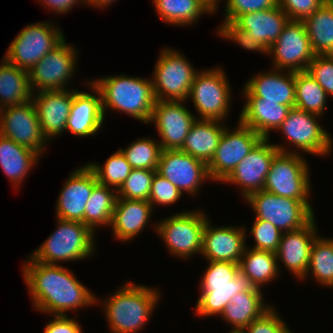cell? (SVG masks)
Returning a JSON list of instances; mask_svg holds the SVG:
<instances>
[{
    "label": "cell",
    "instance_id": "6da1fadb",
    "mask_svg": "<svg viewBox=\"0 0 333 333\" xmlns=\"http://www.w3.org/2000/svg\"><path fill=\"white\" fill-rule=\"evenodd\" d=\"M23 265V278L33 307L53 316H66L69 310L92 306L98 298L71 271L61 265L46 264L29 256Z\"/></svg>",
    "mask_w": 333,
    "mask_h": 333
},
{
    "label": "cell",
    "instance_id": "7a4b0ae2",
    "mask_svg": "<svg viewBox=\"0 0 333 333\" xmlns=\"http://www.w3.org/2000/svg\"><path fill=\"white\" fill-rule=\"evenodd\" d=\"M91 83L100 91L104 118L108 108L150 123L153 106L157 102L151 79L122 74L91 80Z\"/></svg>",
    "mask_w": 333,
    "mask_h": 333
},
{
    "label": "cell",
    "instance_id": "3957f363",
    "mask_svg": "<svg viewBox=\"0 0 333 333\" xmlns=\"http://www.w3.org/2000/svg\"><path fill=\"white\" fill-rule=\"evenodd\" d=\"M111 295L104 299L103 305L111 333H137L142 330L160 299L158 289L130 281Z\"/></svg>",
    "mask_w": 333,
    "mask_h": 333
},
{
    "label": "cell",
    "instance_id": "277c9868",
    "mask_svg": "<svg viewBox=\"0 0 333 333\" xmlns=\"http://www.w3.org/2000/svg\"><path fill=\"white\" fill-rule=\"evenodd\" d=\"M57 228L32 254L37 262L58 265L77 261L95 253V233L82 222L57 218Z\"/></svg>",
    "mask_w": 333,
    "mask_h": 333
},
{
    "label": "cell",
    "instance_id": "5b68a950",
    "mask_svg": "<svg viewBox=\"0 0 333 333\" xmlns=\"http://www.w3.org/2000/svg\"><path fill=\"white\" fill-rule=\"evenodd\" d=\"M245 200L256 219L270 222L281 233L300 229L315 217L311 202L278 196L264 189L250 194Z\"/></svg>",
    "mask_w": 333,
    "mask_h": 333
},
{
    "label": "cell",
    "instance_id": "8992f818",
    "mask_svg": "<svg viewBox=\"0 0 333 333\" xmlns=\"http://www.w3.org/2000/svg\"><path fill=\"white\" fill-rule=\"evenodd\" d=\"M160 54L151 79L157 100L186 102L198 70L176 50L164 48Z\"/></svg>",
    "mask_w": 333,
    "mask_h": 333
},
{
    "label": "cell",
    "instance_id": "52a82bcc",
    "mask_svg": "<svg viewBox=\"0 0 333 333\" xmlns=\"http://www.w3.org/2000/svg\"><path fill=\"white\" fill-rule=\"evenodd\" d=\"M204 213L201 210L183 211L157 222L155 231L171 254L184 259L201 253L203 229L209 219Z\"/></svg>",
    "mask_w": 333,
    "mask_h": 333
},
{
    "label": "cell",
    "instance_id": "ba28073f",
    "mask_svg": "<svg viewBox=\"0 0 333 333\" xmlns=\"http://www.w3.org/2000/svg\"><path fill=\"white\" fill-rule=\"evenodd\" d=\"M29 24L10 43L5 59L21 70L29 71L65 37L54 23Z\"/></svg>",
    "mask_w": 333,
    "mask_h": 333
},
{
    "label": "cell",
    "instance_id": "9c48e42d",
    "mask_svg": "<svg viewBox=\"0 0 333 333\" xmlns=\"http://www.w3.org/2000/svg\"><path fill=\"white\" fill-rule=\"evenodd\" d=\"M227 80L220 67L197 72L188 99L193 100L199 119L223 121L227 117L232 96Z\"/></svg>",
    "mask_w": 333,
    "mask_h": 333
},
{
    "label": "cell",
    "instance_id": "30bf717a",
    "mask_svg": "<svg viewBox=\"0 0 333 333\" xmlns=\"http://www.w3.org/2000/svg\"><path fill=\"white\" fill-rule=\"evenodd\" d=\"M308 166L299 153L279 152L271 163L264 190L278 196L309 202L311 184Z\"/></svg>",
    "mask_w": 333,
    "mask_h": 333
},
{
    "label": "cell",
    "instance_id": "8fae6325",
    "mask_svg": "<svg viewBox=\"0 0 333 333\" xmlns=\"http://www.w3.org/2000/svg\"><path fill=\"white\" fill-rule=\"evenodd\" d=\"M77 50L65 38L29 71L32 92L64 90L74 76ZM34 90V91H33Z\"/></svg>",
    "mask_w": 333,
    "mask_h": 333
},
{
    "label": "cell",
    "instance_id": "7c38bea8",
    "mask_svg": "<svg viewBox=\"0 0 333 333\" xmlns=\"http://www.w3.org/2000/svg\"><path fill=\"white\" fill-rule=\"evenodd\" d=\"M317 117L320 118L296 107L291 108L276 131L282 132L286 141L296 147V151L300 149L316 156L329 155L333 148L332 136L319 125Z\"/></svg>",
    "mask_w": 333,
    "mask_h": 333
},
{
    "label": "cell",
    "instance_id": "4fadbf2b",
    "mask_svg": "<svg viewBox=\"0 0 333 333\" xmlns=\"http://www.w3.org/2000/svg\"><path fill=\"white\" fill-rule=\"evenodd\" d=\"M268 141L269 138H263L222 181V183L239 185L244 199L250 194L264 189L271 163L279 152L299 153L289 151L284 145L272 144Z\"/></svg>",
    "mask_w": 333,
    "mask_h": 333
},
{
    "label": "cell",
    "instance_id": "5bb4252c",
    "mask_svg": "<svg viewBox=\"0 0 333 333\" xmlns=\"http://www.w3.org/2000/svg\"><path fill=\"white\" fill-rule=\"evenodd\" d=\"M238 127L225 128L216 153L208 166L210 179L222 182L263 139L261 135L238 120Z\"/></svg>",
    "mask_w": 333,
    "mask_h": 333
},
{
    "label": "cell",
    "instance_id": "9a60e30c",
    "mask_svg": "<svg viewBox=\"0 0 333 333\" xmlns=\"http://www.w3.org/2000/svg\"><path fill=\"white\" fill-rule=\"evenodd\" d=\"M267 55L273 57V68L292 72L307 71L315 53L303 21L289 20L268 49Z\"/></svg>",
    "mask_w": 333,
    "mask_h": 333
},
{
    "label": "cell",
    "instance_id": "2e32d148",
    "mask_svg": "<svg viewBox=\"0 0 333 333\" xmlns=\"http://www.w3.org/2000/svg\"><path fill=\"white\" fill-rule=\"evenodd\" d=\"M0 135L34 150L39 155L44 153L48 143L42 133L32 100L19 106L0 109Z\"/></svg>",
    "mask_w": 333,
    "mask_h": 333
},
{
    "label": "cell",
    "instance_id": "e0dca14e",
    "mask_svg": "<svg viewBox=\"0 0 333 333\" xmlns=\"http://www.w3.org/2000/svg\"><path fill=\"white\" fill-rule=\"evenodd\" d=\"M184 102L157 100L153 106L150 123H155L162 150H181L188 132L197 120Z\"/></svg>",
    "mask_w": 333,
    "mask_h": 333
},
{
    "label": "cell",
    "instance_id": "ac0fdd59",
    "mask_svg": "<svg viewBox=\"0 0 333 333\" xmlns=\"http://www.w3.org/2000/svg\"><path fill=\"white\" fill-rule=\"evenodd\" d=\"M157 173L183 193L195 195L203 182L211 180L203 161L181 150H161Z\"/></svg>",
    "mask_w": 333,
    "mask_h": 333
},
{
    "label": "cell",
    "instance_id": "d6986e66",
    "mask_svg": "<svg viewBox=\"0 0 333 333\" xmlns=\"http://www.w3.org/2000/svg\"><path fill=\"white\" fill-rule=\"evenodd\" d=\"M242 227H213L207 219L202 234L201 255L207 261L240 263L247 247V230ZM246 231V232H245Z\"/></svg>",
    "mask_w": 333,
    "mask_h": 333
},
{
    "label": "cell",
    "instance_id": "ffe728a7",
    "mask_svg": "<svg viewBox=\"0 0 333 333\" xmlns=\"http://www.w3.org/2000/svg\"><path fill=\"white\" fill-rule=\"evenodd\" d=\"M98 184L88 165L75 169L66 180L56 203V218L83 223L86 202Z\"/></svg>",
    "mask_w": 333,
    "mask_h": 333
},
{
    "label": "cell",
    "instance_id": "44dd1931",
    "mask_svg": "<svg viewBox=\"0 0 333 333\" xmlns=\"http://www.w3.org/2000/svg\"><path fill=\"white\" fill-rule=\"evenodd\" d=\"M243 95L246 101H277V104L294 108L295 72L273 68L258 73L246 82Z\"/></svg>",
    "mask_w": 333,
    "mask_h": 333
},
{
    "label": "cell",
    "instance_id": "7402d4cb",
    "mask_svg": "<svg viewBox=\"0 0 333 333\" xmlns=\"http://www.w3.org/2000/svg\"><path fill=\"white\" fill-rule=\"evenodd\" d=\"M38 93V94H36ZM74 90H51L32 94V102L40 121L44 137L53 139L65 131L71 111Z\"/></svg>",
    "mask_w": 333,
    "mask_h": 333
},
{
    "label": "cell",
    "instance_id": "603a6c76",
    "mask_svg": "<svg viewBox=\"0 0 333 333\" xmlns=\"http://www.w3.org/2000/svg\"><path fill=\"white\" fill-rule=\"evenodd\" d=\"M315 217L300 229L282 233L278 250L275 252L277 260L290 270L298 279L303 280L310 263V250L317 237Z\"/></svg>",
    "mask_w": 333,
    "mask_h": 333
},
{
    "label": "cell",
    "instance_id": "cb8c5ba5",
    "mask_svg": "<svg viewBox=\"0 0 333 333\" xmlns=\"http://www.w3.org/2000/svg\"><path fill=\"white\" fill-rule=\"evenodd\" d=\"M88 86V88L91 87V91L96 96L74 89L71 111L65 128V130L78 137L96 135L99 129L102 128L105 120L100 91L91 82H88Z\"/></svg>",
    "mask_w": 333,
    "mask_h": 333
},
{
    "label": "cell",
    "instance_id": "d4e9b609",
    "mask_svg": "<svg viewBox=\"0 0 333 333\" xmlns=\"http://www.w3.org/2000/svg\"><path fill=\"white\" fill-rule=\"evenodd\" d=\"M289 20L277 5L268 10L243 14L234 23L268 51Z\"/></svg>",
    "mask_w": 333,
    "mask_h": 333
},
{
    "label": "cell",
    "instance_id": "484cf974",
    "mask_svg": "<svg viewBox=\"0 0 333 333\" xmlns=\"http://www.w3.org/2000/svg\"><path fill=\"white\" fill-rule=\"evenodd\" d=\"M152 212L153 207L146 200L117 198L110 225L113 235L123 242L133 240L144 230Z\"/></svg>",
    "mask_w": 333,
    "mask_h": 333
},
{
    "label": "cell",
    "instance_id": "4316f807",
    "mask_svg": "<svg viewBox=\"0 0 333 333\" xmlns=\"http://www.w3.org/2000/svg\"><path fill=\"white\" fill-rule=\"evenodd\" d=\"M219 120L198 119L188 132L182 152L206 163H210L216 153L226 125Z\"/></svg>",
    "mask_w": 333,
    "mask_h": 333
},
{
    "label": "cell",
    "instance_id": "83f0119b",
    "mask_svg": "<svg viewBox=\"0 0 333 333\" xmlns=\"http://www.w3.org/2000/svg\"><path fill=\"white\" fill-rule=\"evenodd\" d=\"M291 108L277 101H246L239 120L263 138H269L286 119Z\"/></svg>",
    "mask_w": 333,
    "mask_h": 333
},
{
    "label": "cell",
    "instance_id": "f1b7e54d",
    "mask_svg": "<svg viewBox=\"0 0 333 333\" xmlns=\"http://www.w3.org/2000/svg\"><path fill=\"white\" fill-rule=\"evenodd\" d=\"M40 155L13 140L0 135V166L15 188L20 187Z\"/></svg>",
    "mask_w": 333,
    "mask_h": 333
},
{
    "label": "cell",
    "instance_id": "f546056e",
    "mask_svg": "<svg viewBox=\"0 0 333 333\" xmlns=\"http://www.w3.org/2000/svg\"><path fill=\"white\" fill-rule=\"evenodd\" d=\"M262 291H241L231 298L220 315L236 330H243L271 306L263 302Z\"/></svg>",
    "mask_w": 333,
    "mask_h": 333
},
{
    "label": "cell",
    "instance_id": "4dcf8cb0",
    "mask_svg": "<svg viewBox=\"0 0 333 333\" xmlns=\"http://www.w3.org/2000/svg\"><path fill=\"white\" fill-rule=\"evenodd\" d=\"M0 64V109L19 106L32 100L29 73L5 58Z\"/></svg>",
    "mask_w": 333,
    "mask_h": 333
},
{
    "label": "cell",
    "instance_id": "1f68e13d",
    "mask_svg": "<svg viewBox=\"0 0 333 333\" xmlns=\"http://www.w3.org/2000/svg\"><path fill=\"white\" fill-rule=\"evenodd\" d=\"M315 55H333V0L303 20Z\"/></svg>",
    "mask_w": 333,
    "mask_h": 333
},
{
    "label": "cell",
    "instance_id": "d6a6232c",
    "mask_svg": "<svg viewBox=\"0 0 333 333\" xmlns=\"http://www.w3.org/2000/svg\"><path fill=\"white\" fill-rule=\"evenodd\" d=\"M246 247L239 263L242 271L254 284L261 289V285L270 283L279 274L276 254L267 250L249 249Z\"/></svg>",
    "mask_w": 333,
    "mask_h": 333
},
{
    "label": "cell",
    "instance_id": "836d02e7",
    "mask_svg": "<svg viewBox=\"0 0 333 333\" xmlns=\"http://www.w3.org/2000/svg\"><path fill=\"white\" fill-rule=\"evenodd\" d=\"M200 288L240 287V291H261L233 262L208 261Z\"/></svg>",
    "mask_w": 333,
    "mask_h": 333
},
{
    "label": "cell",
    "instance_id": "e575fe53",
    "mask_svg": "<svg viewBox=\"0 0 333 333\" xmlns=\"http://www.w3.org/2000/svg\"><path fill=\"white\" fill-rule=\"evenodd\" d=\"M116 200V189L98 183L86 202L83 224L94 233L98 226H110Z\"/></svg>",
    "mask_w": 333,
    "mask_h": 333
},
{
    "label": "cell",
    "instance_id": "d590c367",
    "mask_svg": "<svg viewBox=\"0 0 333 333\" xmlns=\"http://www.w3.org/2000/svg\"><path fill=\"white\" fill-rule=\"evenodd\" d=\"M159 17L169 24L188 26L202 14L213 12L200 0H153Z\"/></svg>",
    "mask_w": 333,
    "mask_h": 333
},
{
    "label": "cell",
    "instance_id": "8d00e7d4",
    "mask_svg": "<svg viewBox=\"0 0 333 333\" xmlns=\"http://www.w3.org/2000/svg\"><path fill=\"white\" fill-rule=\"evenodd\" d=\"M327 93L308 71L295 72V107L323 116L327 108Z\"/></svg>",
    "mask_w": 333,
    "mask_h": 333
},
{
    "label": "cell",
    "instance_id": "74e56055",
    "mask_svg": "<svg viewBox=\"0 0 333 333\" xmlns=\"http://www.w3.org/2000/svg\"><path fill=\"white\" fill-rule=\"evenodd\" d=\"M309 274L321 285L333 287V238H315L310 250L308 270L303 279Z\"/></svg>",
    "mask_w": 333,
    "mask_h": 333
},
{
    "label": "cell",
    "instance_id": "f35d334b",
    "mask_svg": "<svg viewBox=\"0 0 333 333\" xmlns=\"http://www.w3.org/2000/svg\"><path fill=\"white\" fill-rule=\"evenodd\" d=\"M87 165L94 172L98 183L116 190L133 169L120 150L111 155L102 166L93 162H88Z\"/></svg>",
    "mask_w": 333,
    "mask_h": 333
},
{
    "label": "cell",
    "instance_id": "ab89813d",
    "mask_svg": "<svg viewBox=\"0 0 333 333\" xmlns=\"http://www.w3.org/2000/svg\"><path fill=\"white\" fill-rule=\"evenodd\" d=\"M119 150L133 169L157 170L162 149L159 142L148 137L137 139Z\"/></svg>",
    "mask_w": 333,
    "mask_h": 333
},
{
    "label": "cell",
    "instance_id": "60d3db41",
    "mask_svg": "<svg viewBox=\"0 0 333 333\" xmlns=\"http://www.w3.org/2000/svg\"><path fill=\"white\" fill-rule=\"evenodd\" d=\"M195 312L199 316L221 315L231 298L240 293V287L200 288Z\"/></svg>",
    "mask_w": 333,
    "mask_h": 333
},
{
    "label": "cell",
    "instance_id": "b9f144b4",
    "mask_svg": "<svg viewBox=\"0 0 333 333\" xmlns=\"http://www.w3.org/2000/svg\"><path fill=\"white\" fill-rule=\"evenodd\" d=\"M157 170L132 169L117 190V198L148 201L152 180Z\"/></svg>",
    "mask_w": 333,
    "mask_h": 333
},
{
    "label": "cell",
    "instance_id": "7bdbcfd3",
    "mask_svg": "<svg viewBox=\"0 0 333 333\" xmlns=\"http://www.w3.org/2000/svg\"><path fill=\"white\" fill-rule=\"evenodd\" d=\"M250 232L255 240V245L251 249L267 250L274 253L278 250L282 233L270 222L255 218Z\"/></svg>",
    "mask_w": 333,
    "mask_h": 333
},
{
    "label": "cell",
    "instance_id": "ee69618b",
    "mask_svg": "<svg viewBox=\"0 0 333 333\" xmlns=\"http://www.w3.org/2000/svg\"><path fill=\"white\" fill-rule=\"evenodd\" d=\"M278 5V0H226L223 22H235L241 15L268 10Z\"/></svg>",
    "mask_w": 333,
    "mask_h": 333
},
{
    "label": "cell",
    "instance_id": "f6af8a7d",
    "mask_svg": "<svg viewBox=\"0 0 333 333\" xmlns=\"http://www.w3.org/2000/svg\"><path fill=\"white\" fill-rule=\"evenodd\" d=\"M307 71L333 97V55H315Z\"/></svg>",
    "mask_w": 333,
    "mask_h": 333
},
{
    "label": "cell",
    "instance_id": "bcb514c9",
    "mask_svg": "<svg viewBox=\"0 0 333 333\" xmlns=\"http://www.w3.org/2000/svg\"><path fill=\"white\" fill-rule=\"evenodd\" d=\"M182 196V193L169 180L155 173L148 202L153 207L158 205H172L176 203Z\"/></svg>",
    "mask_w": 333,
    "mask_h": 333
},
{
    "label": "cell",
    "instance_id": "7dc6e473",
    "mask_svg": "<svg viewBox=\"0 0 333 333\" xmlns=\"http://www.w3.org/2000/svg\"><path fill=\"white\" fill-rule=\"evenodd\" d=\"M273 306L252 321L244 333H292Z\"/></svg>",
    "mask_w": 333,
    "mask_h": 333
},
{
    "label": "cell",
    "instance_id": "c3c4849f",
    "mask_svg": "<svg viewBox=\"0 0 333 333\" xmlns=\"http://www.w3.org/2000/svg\"><path fill=\"white\" fill-rule=\"evenodd\" d=\"M216 32L222 38L233 41L246 50H254L267 54V50L253 38L246 31L239 28L234 22H223Z\"/></svg>",
    "mask_w": 333,
    "mask_h": 333
},
{
    "label": "cell",
    "instance_id": "681fc988",
    "mask_svg": "<svg viewBox=\"0 0 333 333\" xmlns=\"http://www.w3.org/2000/svg\"><path fill=\"white\" fill-rule=\"evenodd\" d=\"M327 0H278V6L290 20L303 21Z\"/></svg>",
    "mask_w": 333,
    "mask_h": 333
},
{
    "label": "cell",
    "instance_id": "f907efd6",
    "mask_svg": "<svg viewBox=\"0 0 333 333\" xmlns=\"http://www.w3.org/2000/svg\"><path fill=\"white\" fill-rule=\"evenodd\" d=\"M47 322L43 333H82L81 325L68 316H54Z\"/></svg>",
    "mask_w": 333,
    "mask_h": 333
},
{
    "label": "cell",
    "instance_id": "816d5d0a",
    "mask_svg": "<svg viewBox=\"0 0 333 333\" xmlns=\"http://www.w3.org/2000/svg\"><path fill=\"white\" fill-rule=\"evenodd\" d=\"M43 3L44 8H49L50 11H55L58 14H66L70 12L69 10L81 2V4H86V0H39ZM83 2V3H82Z\"/></svg>",
    "mask_w": 333,
    "mask_h": 333
},
{
    "label": "cell",
    "instance_id": "f5cc1de1",
    "mask_svg": "<svg viewBox=\"0 0 333 333\" xmlns=\"http://www.w3.org/2000/svg\"><path fill=\"white\" fill-rule=\"evenodd\" d=\"M116 0H86V5L89 4L95 8H106L111 5L112 2Z\"/></svg>",
    "mask_w": 333,
    "mask_h": 333
},
{
    "label": "cell",
    "instance_id": "db71d44e",
    "mask_svg": "<svg viewBox=\"0 0 333 333\" xmlns=\"http://www.w3.org/2000/svg\"><path fill=\"white\" fill-rule=\"evenodd\" d=\"M203 2L212 12L213 14L217 12L218 4L220 0H200Z\"/></svg>",
    "mask_w": 333,
    "mask_h": 333
},
{
    "label": "cell",
    "instance_id": "11a10c76",
    "mask_svg": "<svg viewBox=\"0 0 333 333\" xmlns=\"http://www.w3.org/2000/svg\"><path fill=\"white\" fill-rule=\"evenodd\" d=\"M229 333H244V331L243 330L232 329V330H230Z\"/></svg>",
    "mask_w": 333,
    "mask_h": 333
}]
</instances>
